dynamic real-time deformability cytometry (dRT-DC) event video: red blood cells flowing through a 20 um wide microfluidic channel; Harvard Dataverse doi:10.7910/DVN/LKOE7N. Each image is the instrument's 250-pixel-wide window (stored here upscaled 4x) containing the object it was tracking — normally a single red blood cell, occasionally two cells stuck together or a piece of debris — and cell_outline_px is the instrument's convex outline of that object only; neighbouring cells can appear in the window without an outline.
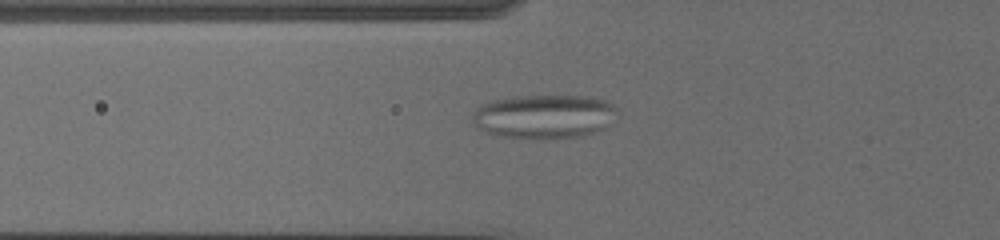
{"species": "common noctule bat (a hibernating species)", "species_latin": "Nyctalus noctula", "temperature_condition": "cold", "stored_images_in_passage": 19, "camera_frame_rate_fps": 3000, "um_per_image_px": 0.085, "animal": {"sex": "female", "body_mass_g": 19.5, "forearm_length_mm": 54.1}, "frame": {"image": 1, "passage_image": 6, "time_ms": 1.667, "image_size_px": [1000, 240], "cell_outline_px": [[616, 112], [600, 128], [592, 132], [576, 136], [504, 136], [488, 132], [480, 128], [476, 124], [472, 116], [476, 108], [480, 104], [492, 100], [512, 96], [592, 96], [604, 100], [616, 108]], "centroid_in_image_um": [46.18, 9.83], "position_along_channel_um": 79.6, "area_um2": 35.43}}